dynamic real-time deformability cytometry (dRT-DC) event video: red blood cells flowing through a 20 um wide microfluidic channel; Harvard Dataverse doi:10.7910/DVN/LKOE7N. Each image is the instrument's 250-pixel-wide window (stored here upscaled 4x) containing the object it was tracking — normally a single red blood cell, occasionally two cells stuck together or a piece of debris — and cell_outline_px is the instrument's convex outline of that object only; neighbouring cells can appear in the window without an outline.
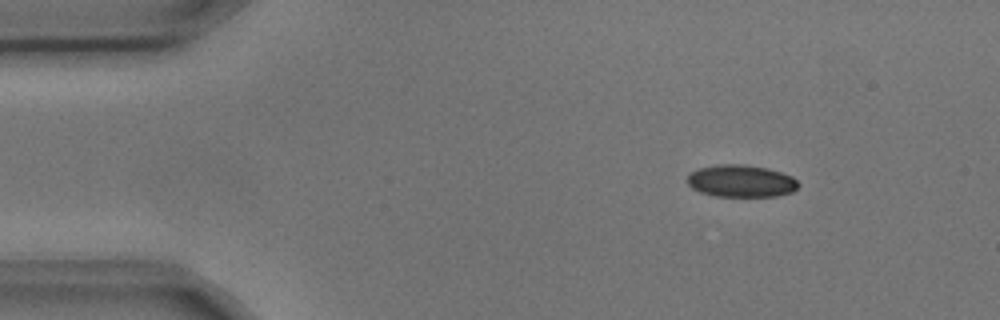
{"species": "common noctule bat (a hibernating species)", "species_latin": "Nyctalus noctula", "temperature_condition": "cold", "stored_images_in_passage": 4, "camera_frame_rate_fps": 3000, "um_per_image_px": 0.085, "animal": {"sex": "male", "body_mass_g": 17.9, "forearm_length_mm": 54.2}, "frame": {"image": 1, "passage_image": 2, "time_ms": 0.333, "image_size_px": [1000, 320], "cell_outline_px": [[800, 184], [792, 192], [776, 196], [716, 196], [700, 192], [692, 188], [688, 184], [688, 172], [700, 168], [720, 164], [744, 164], [768, 168], [792, 176]], "centroid_in_image_um": [62.99, 15.38], "position_along_channel_um": 22.0, "area_um2": 20.87}}
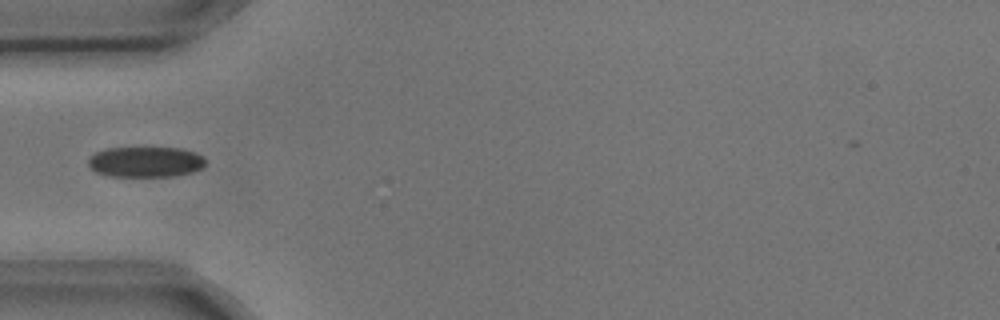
{"frame": {"image": 2, "passage_image": 4, "time_ms": 1.0, "image_size_px": [1000, 320], "cell_outline_px": [[204, 164], [200, 168], [192, 172], [176, 176], [108, 176], [96, 172], [88, 168], [88, 160], [96, 152], [108, 148], [180, 148], [192, 152], [200, 156], [204, 160]], "centroid_in_image_um": [12.31, 13.77], "position_along_channel_um": 72.7, "area_um2": 20.63}}